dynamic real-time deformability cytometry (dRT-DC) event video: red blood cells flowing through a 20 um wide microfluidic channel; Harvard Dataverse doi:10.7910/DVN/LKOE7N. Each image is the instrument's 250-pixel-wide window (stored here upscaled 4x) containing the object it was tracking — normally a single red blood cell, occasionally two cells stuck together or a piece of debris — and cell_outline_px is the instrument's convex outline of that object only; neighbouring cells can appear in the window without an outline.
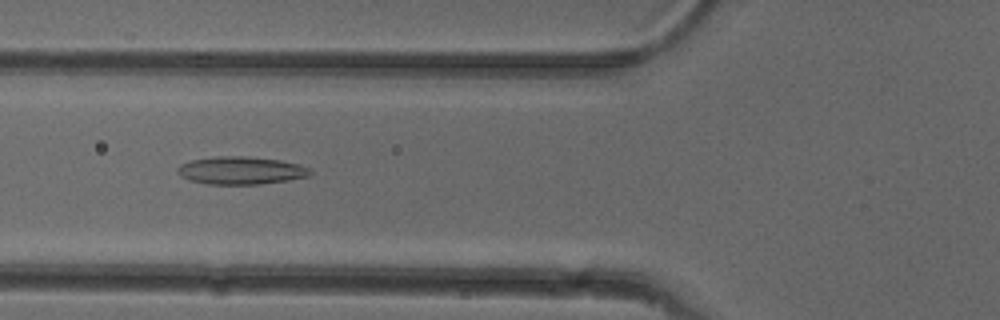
{"species": "common noctule bat (a hibernating species)", "species_latin": "Nyctalus noctula", "temperature_condition": "cold", "stored_images_in_passage": 33, "camera_frame_rate_fps": 3000, "um_per_image_px": 0.085, "animal": {"sex": "female"}, "frame": {"image": 1, "passage_image": 3, "time_ms": 0.667, "image_size_px": [1000, 320], "cell_outline_px": [[312, 172], [308, 176], [288, 180], [260, 184], [208, 184], [192, 180], [180, 176], [176, 172], [176, 168], [180, 164], [192, 160], [216, 156], [248, 156], [280, 160], [296, 164], [308, 168]], "centroid_in_image_um": [20.44, 14.48], "position_along_channel_um": 105.4, "area_um2": 21.33}}
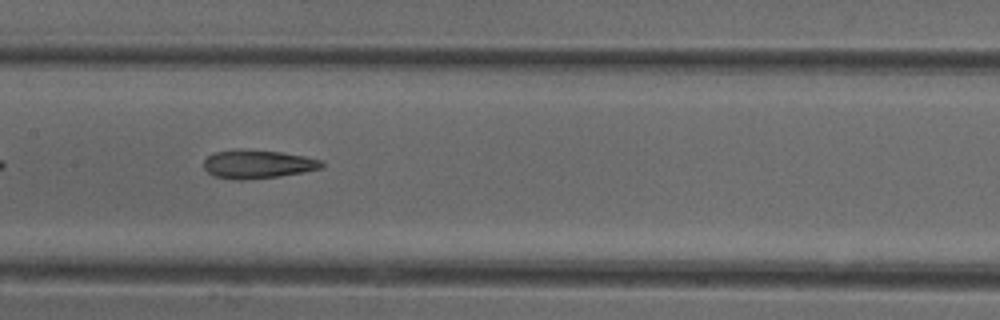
{"frame": {"image": 2, "passage_image": 9, "time_ms": 2.667, "image_size_px": [1000, 320], "cell_outline_px": [[324, 168], [304, 172], [280, 176], [244, 180], [236, 180], [212, 176], [204, 168], [204, 160], [208, 156], [216, 152], [280, 152], [304, 156], [320, 160], [324, 164]], "centroid_in_image_um": [21.94, 14.01], "position_along_channel_um": 185.5, "area_um2": 18.84}}
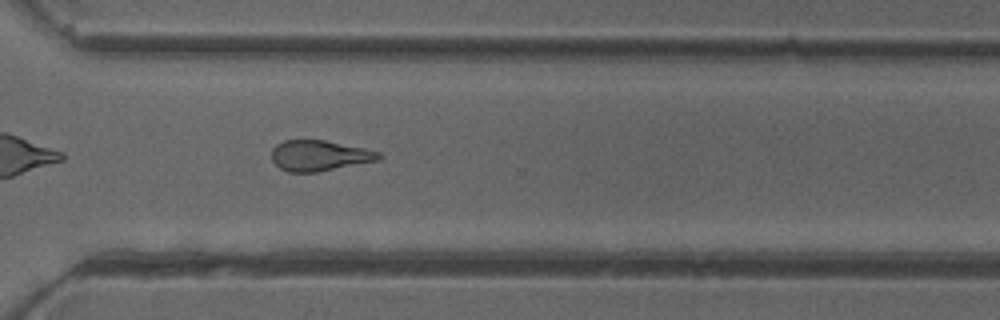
{"frame": {"image": 3, "passage_image": 21, "time_ms": 6.667, "image_size_px": [1000, 320], "cell_outline_px": [[384, 156], [380, 160], [316, 172], [288, 172], [280, 168], [272, 160], [272, 148], [276, 144], [284, 140], [324, 140], [364, 148], [380, 152]], "centroid_in_image_um": [27.16, 13.22], "position_along_channel_um": 343.4, "area_um2": 19.13}}